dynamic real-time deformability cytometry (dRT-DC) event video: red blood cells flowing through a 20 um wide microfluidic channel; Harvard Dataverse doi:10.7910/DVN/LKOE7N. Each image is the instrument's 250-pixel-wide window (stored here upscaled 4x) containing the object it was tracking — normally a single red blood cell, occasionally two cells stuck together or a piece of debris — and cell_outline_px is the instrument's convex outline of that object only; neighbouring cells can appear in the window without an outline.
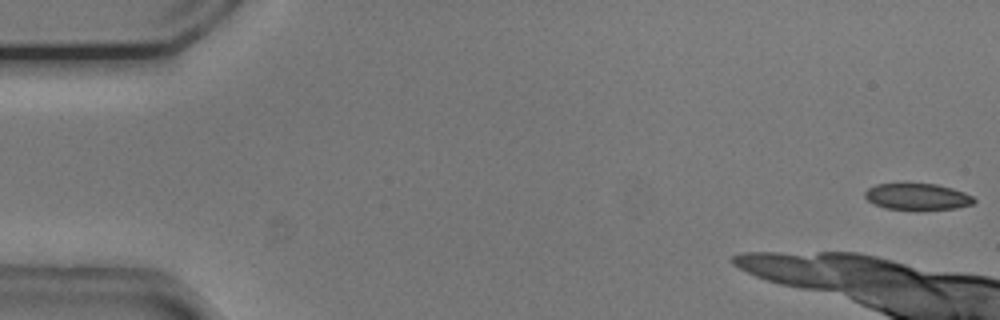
{"species": "common noctule bat (a hibernating species)", "species_latin": "Nyctalus noctula", "temperature_condition": "cold", "stored_images_in_passage": 13, "camera_frame_rate_fps": 3000, "um_per_image_px": 0.085, "animal": {"sex": "male", "body_mass_g": 20.5, "forearm_length_mm": 52.5}, "frame": {"image": 1, "passage_image": 1, "time_ms": 0.0, "image_size_px": [1000, 320], "cell_outline_px": [[976, 200], [972, 204], [956, 208], [884, 208], [868, 200], [864, 196], [864, 192], [868, 188], [876, 184], [936, 184], [952, 188], [964, 192], [972, 196]], "centroid_in_image_um": [77.97, 16.69], "position_along_channel_um": 7.0, "area_um2": 16.24}}